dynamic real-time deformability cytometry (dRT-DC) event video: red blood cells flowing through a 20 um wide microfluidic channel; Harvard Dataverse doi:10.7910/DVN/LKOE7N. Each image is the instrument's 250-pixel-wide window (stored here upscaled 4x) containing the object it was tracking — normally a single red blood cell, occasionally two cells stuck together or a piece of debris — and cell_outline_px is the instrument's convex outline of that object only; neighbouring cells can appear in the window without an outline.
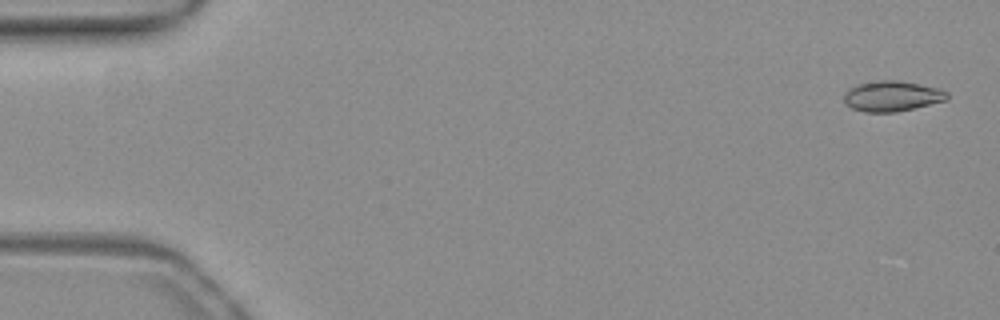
{"species": "common noctule bat (a hibernating species)", "species_latin": "Nyctalus noctula", "temperature_condition": "warm", "stored_images_in_passage": 53, "camera_frame_rate_fps": 3000, "um_per_image_px": 0.085, "animal": {"sex": "female", "body_mass_g": 19.3, "forearm_length_mm": 54.1}, "frame": {"image": 1, "passage_image": 2, "time_ms": 0.333, "image_size_px": [1000, 320], "cell_outline_px": [[948, 100], [896, 112], [864, 112], [852, 108], [844, 100], [844, 92], [856, 84], [880, 80], [896, 80], [940, 88], [948, 92]], "centroid_in_image_um": [75.83, 8.17], "position_along_channel_um": 9.2, "area_um2": 18.26}}
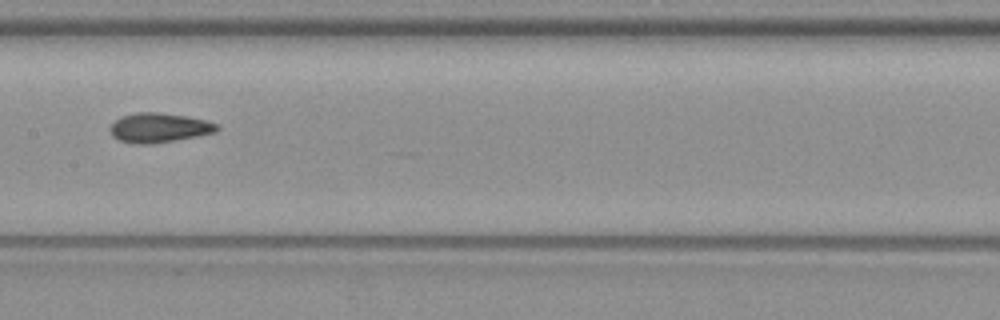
{"frame": {"image": 2, "passage_image": 27, "time_ms": 8.667, "image_size_px": [1000, 320], "cell_outline_px": [[220, 128], [216, 132], [196, 136], [152, 144], [132, 144], [116, 140], [112, 136], [108, 128], [120, 116], [136, 112], [160, 112], [188, 116], [204, 120], [216, 124]], "centroid_in_image_um": [13.46, 10.86], "position_along_channel_um": 193.9, "area_um2": 18.55}}
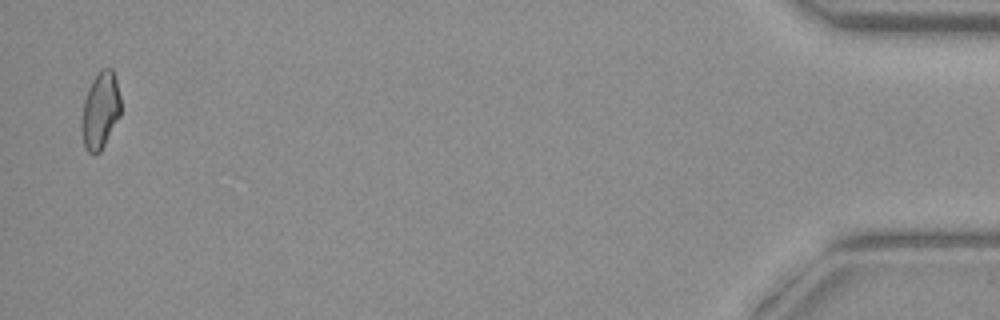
{"frame": {"image": 3, "passage_image": 52, "time_ms": 17.0, "image_size_px": [1000, 320], "cell_outline_px": [[120, 116], [100, 152], [92, 156], [84, 148], [80, 128], [80, 120], [84, 100], [88, 88], [92, 80], [100, 68], [112, 68], [116, 80], [120, 96]], "centroid_in_image_um": [8.49, 9.42], "position_along_channel_um": 426.7, "area_um2": 17.86}, "authors_computed_cell_mechanics": {"area_um2": 18.0914, "velocity_mm_per_s": 3.923, "shape_relaxation_time_tau1_ms": null, "shape_relaxation_time_tau2_ms": 1.9053, "deformation_change_tau1": null, "deformation_change_tau2": 0.0805}}